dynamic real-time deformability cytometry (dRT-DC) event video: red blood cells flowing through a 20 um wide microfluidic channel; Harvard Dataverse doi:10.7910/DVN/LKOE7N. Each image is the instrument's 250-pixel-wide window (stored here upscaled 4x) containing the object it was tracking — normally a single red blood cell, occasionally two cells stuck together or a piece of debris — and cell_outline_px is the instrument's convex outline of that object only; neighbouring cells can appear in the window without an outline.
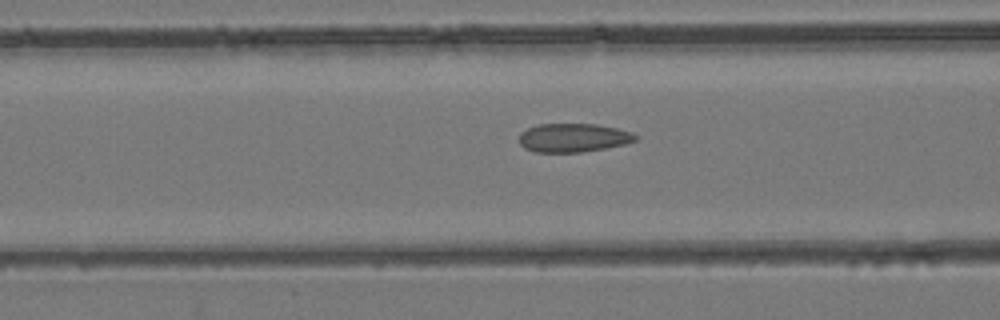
{"species": "common noctule bat (a hibernating species)", "species_latin": "Nyctalus noctula", "temperature_condition": "room temperature", "stored_images_in_passage": 6, "camera_frame_rate_fps": 3000, "um_per_image_px": 0.085, "animal": {"sex": "female", "body_mass_g": 24.6, "forearm_length_mm": 56.2}, "frame": {"image": 1, "passage_image": 4, "time_ms": 1.0, "image_size_px": [1000, 320], "cell_outline_px": [[640, 136], [636, 140], [624, 144], [604, 148], [580, 152], [536, 152], [524, 148], [520, 144], [520, 132], [528, 128], [540, 124], [596, 124], [616, 128], [632, 132]], "centroid_in_image_um": [48.74, 11.7], "position_along_channel_um": 117.9, "area_um2": 19.36}}